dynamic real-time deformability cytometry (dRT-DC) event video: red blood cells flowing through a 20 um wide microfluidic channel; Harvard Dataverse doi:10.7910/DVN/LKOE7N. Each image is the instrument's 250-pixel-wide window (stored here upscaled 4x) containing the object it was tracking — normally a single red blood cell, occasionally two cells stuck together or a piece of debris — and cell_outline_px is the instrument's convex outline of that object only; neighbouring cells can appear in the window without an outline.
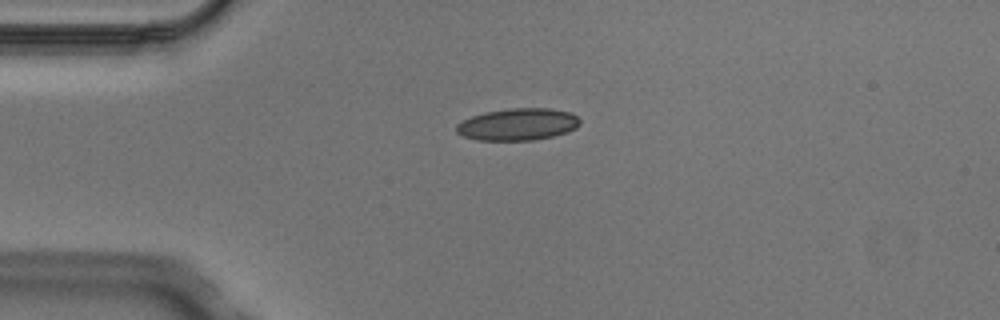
{"species": "Egyptian fruit bat (a non-hibernating species)", "species_latin": "Rousettus aegyptiacus", "temperature_condition": "cold", "stored_images_in_passage": 3, "camera_frame_rate_fps": 3000, "um_per_image_px": 0.085, "animal": {"sex": "male"}, "frame": {"image": 1, "passage_image": 1, "time_ms": 0.0, "image_size_px": [1000, 320], "cell_outline_px": [[580, 124], [576, 128], [568, 132], [552, 136], [532, 140], [476, 140], [464, 136], [456, 132], [456, 124], [472, 116], [484, 112], [508, 108], [548, 108], [572, 112], [580, 120]], "centroid_in_image_um": [44.03, 10.56], "position_along_channel_um": 41.0, "area_um2": 23.12}}
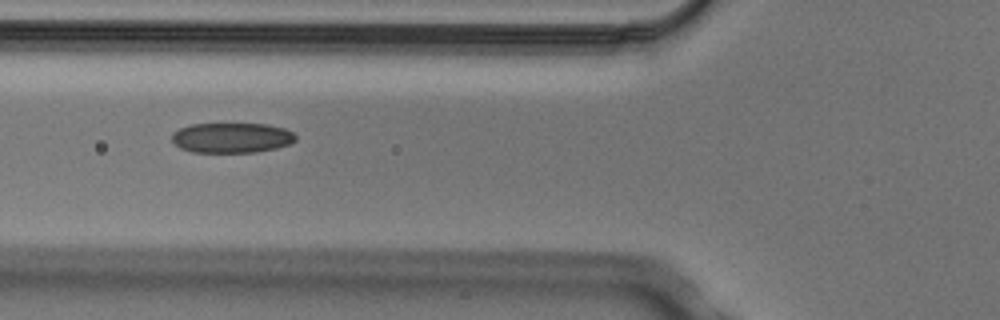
{"frame": {"image": 2, "passage_image": 3, "time_ms": 0.667, "image_size_px": [1000, 320], "cell_outline_px": [[296, 140], [292, 144], [276, 148], [256, 152], [192, 152], [180, 148], [172, 140], [172, 132], [180, 128], [192, 124], [268, 124], [284, 128], [292, 132], [296, 136]], "centroid_in_image_um": [19.72, 11.71], "position_along_channel_um": 106.1, "area_um2": 21.79}}